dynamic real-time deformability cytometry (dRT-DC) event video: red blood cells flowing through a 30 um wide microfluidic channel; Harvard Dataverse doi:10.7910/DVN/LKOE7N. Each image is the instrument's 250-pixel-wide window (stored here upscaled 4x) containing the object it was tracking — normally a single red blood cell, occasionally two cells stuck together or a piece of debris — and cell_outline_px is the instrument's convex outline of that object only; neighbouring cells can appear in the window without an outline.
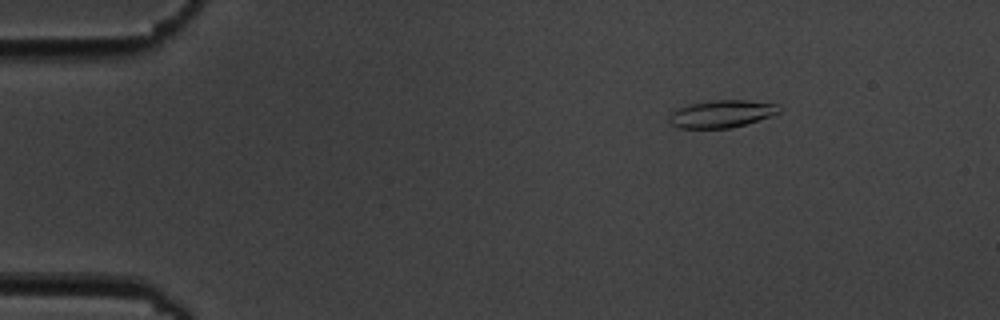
{"species": "common noctule bat (a hibernating species)", "species_latin": "Nyctalus noctula", "temperature_condition": "cold", "stored_images_in_passage": 11, "camera_frame_rate_fps": 3000, "um_per_image_px": 0.085, "animal": {"sex": "male", "body_mass_g": 19.5, "forearm_length_mm": 54.6}, "frame": {"image": 1, "passage_image": 2, "time_ms": 1.667, "image_size_px": [1000, 320], "cell_outline_px": [[780, 112], [732, 128], [680, 128], [672, 124], [668, 120], [668, 116], [676, 108], [688, 104], [716, 100], [744, 100], [776, 104], [780, 108]], "centroid_in_image_um": [61.27, 9.67], "position_along_channel_um": 23.7, "area_um2": 17.34}}
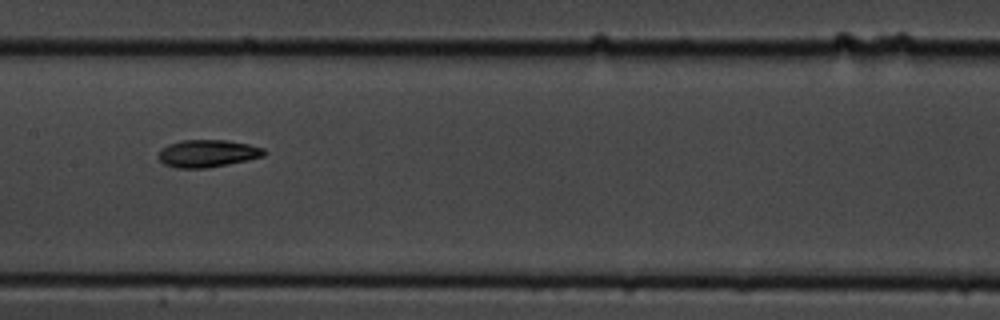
{"frame": {"image": 2, "passage_image": 8, "time_ms": 8.667, "image_size_px": [1000, 320], "cell_outline_px": [[268, 152], [264, 156], [248, 160], [228, 164], [204, 168], [176, 168], [164, 164], [156, 156], [160, 148], [168, 144], [180, 140], [228, 140], [248, 144], [264, 148]], "centroid_in_image_um": [17.62, 13.03], "position_along_channel_um": 189.8, "area_um2": 17.11}}
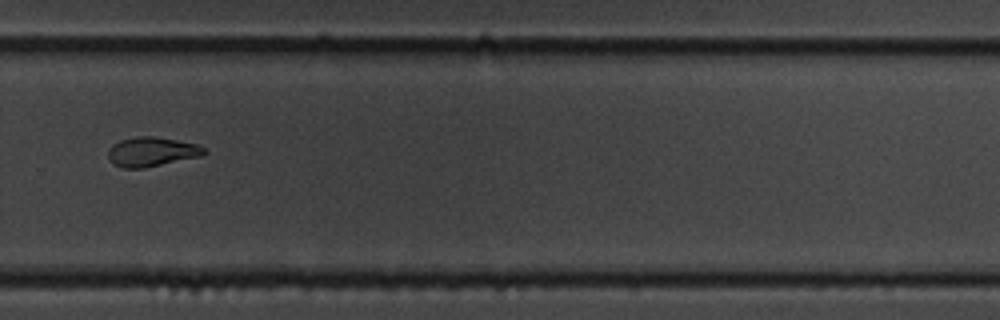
{"frame": {"image": 3, "passage_image": 11, "time_ms": 12.333, "image_size_px": [1000, 320], "cell_outline_px": [[208, 152], [204, 156], [144, 168], [124, 168], [112, 164], [108, 156], [108, 148], [112, 144], [120, 140], [136, 136], [152, 136], [176, 140], [196, 144], [204, 148]], "centroid_in_image_um": [12.89, 12.91], "position_along_channel_um": 316.9, "area_um2": 16.65}}